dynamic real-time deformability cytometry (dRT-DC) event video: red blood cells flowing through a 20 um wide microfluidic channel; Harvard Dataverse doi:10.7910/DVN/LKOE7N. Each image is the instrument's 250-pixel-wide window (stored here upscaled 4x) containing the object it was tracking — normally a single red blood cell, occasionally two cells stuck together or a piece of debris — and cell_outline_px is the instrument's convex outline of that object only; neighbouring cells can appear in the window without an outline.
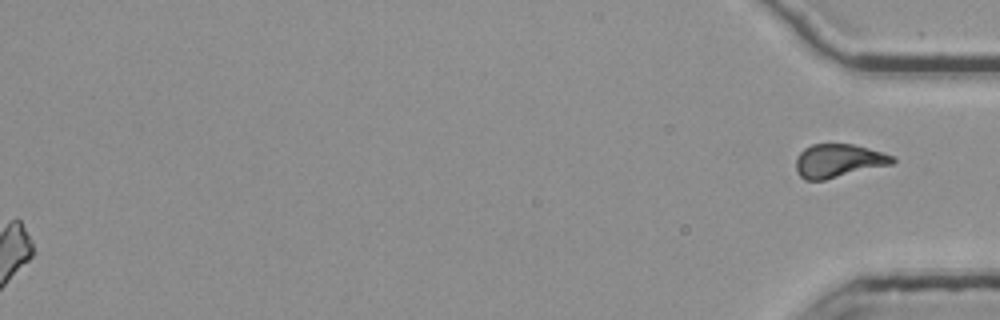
{"species": "common noctule bat (a hibernating species)", "species_latin": "Nyctalus noctula", "temperature_condition": "room temperature", "stored_images_in_passage": 55, "segment_of_instrument_passage": [3, 3], "camera_frame_rate_fps": 3000, "um_per_image_px": 0.085, "animal": {"sex": "female", "body_mass_g": 25.1}, "frame": {"image": 1, "passage_image": 55, "time_ms": 18.0, "image_size_px": [1000, 320], "cell_outline_px": [[896, 160], [892, 164], [824, 180], [804, 180], [796, 172], [796, 160], [800, 152], [804, 148], [812, 144], [852, 144], [868, 148], [892, 156]], "centroid_in_image_um": [71.23, 13.67], "position_along_channel_um": 364.0, "area_um2": 18.67}}